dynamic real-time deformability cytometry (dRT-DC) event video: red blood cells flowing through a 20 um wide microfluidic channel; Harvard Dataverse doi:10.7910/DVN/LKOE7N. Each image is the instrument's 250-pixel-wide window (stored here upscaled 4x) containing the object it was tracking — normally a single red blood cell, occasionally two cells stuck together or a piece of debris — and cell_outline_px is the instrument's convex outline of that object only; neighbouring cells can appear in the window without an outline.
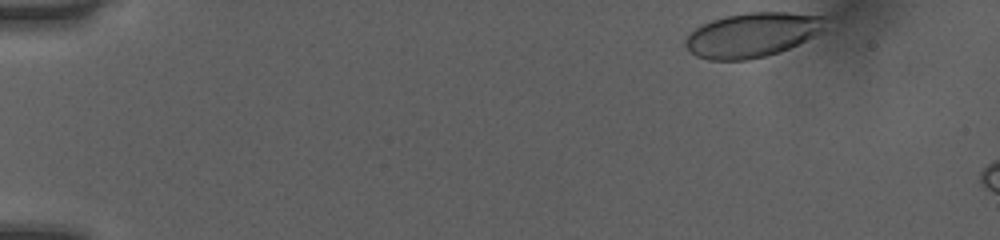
{"species": "human", "species_latin": "Homo sapiens", "temperature_condition": "room temperature", "stored_images_in_passage": 7, "camera_frame_rate_fps": 3000, "um_per_image_px": 0.085, "donor": {"sex": "female"}, "frame": {"image": 1, "passage_image": 1, "time_ms": 0.0, "image_size_px": [1000, 240], "cell_outline_px": [[828, 16], [820, 32], [780, 52], [748, 60], [708, 60], [696, 56], [684, 44], [684, 40], [696, 28], [712, 20], [724, 16], [744, 12], [788, 12]], "centroid_in_image_um": [63.93, 2.95], "position_along_channel_um": 21.1, "area_um2": 36.01}}